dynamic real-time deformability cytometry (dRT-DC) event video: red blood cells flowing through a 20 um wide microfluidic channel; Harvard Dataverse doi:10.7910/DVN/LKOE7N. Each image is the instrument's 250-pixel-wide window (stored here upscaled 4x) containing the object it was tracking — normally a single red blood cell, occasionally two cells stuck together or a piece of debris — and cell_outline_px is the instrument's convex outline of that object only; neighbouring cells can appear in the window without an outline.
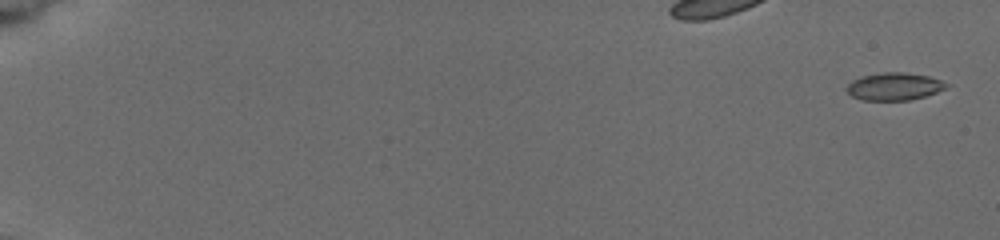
{"species": "common noctule bat (a hibernating species)", "species_latin": "Nyctalus noctula", "temperature_condition": "cold", "stored_images_in_passage": 7, "camera_frame_rate_fps": 3000, "um_per_image_px": 0.085, "animal": {"sex": "female", "body_mass_g": 19.5, "forearm_length_mm": 54.1}, "frame": {"image": 1, "passage_image": 1, "time_ms": 0.0, "image_size_px": [1000, 240], "cell_outline_px": [[948, 84], [944, 88], [936, 92], [924, 96], [908, 100], [864, 100], [852, 96], [848, 92], [848, 84], [852, 80], [864, 76], [884, 72], [900, 72], [928, 76], [940, 80]], "centroid_in_image_um": [76.0, 7.35], "position_along_channel_um": 9.0, "area_um2": 15.55}}
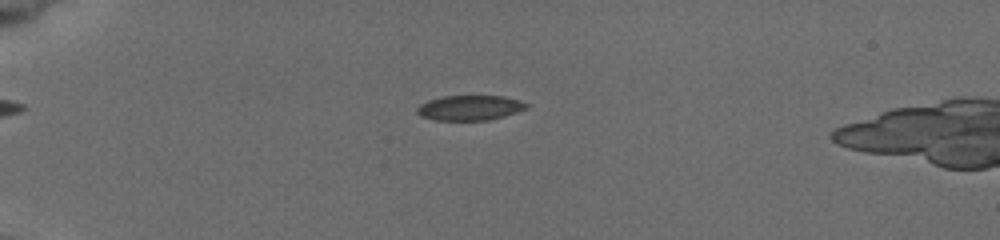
{"frame": {"image": 2, "passage_image": 5, "time_ms": 5.0, "image_size_px": [1000, 240], "cell_outline_px": [[528, 104], [524, 108], [516, 112], [504, 116], [488, 120], [436, 120], [424, 116], [416, 112], [416, 108], [420, 104], [428, 100], [444, 96], [504, 96]], "centroid_in_image_um": [39.89, 9.16], "position_along_channel_um": 45.1, "area_um2": 15.61}}
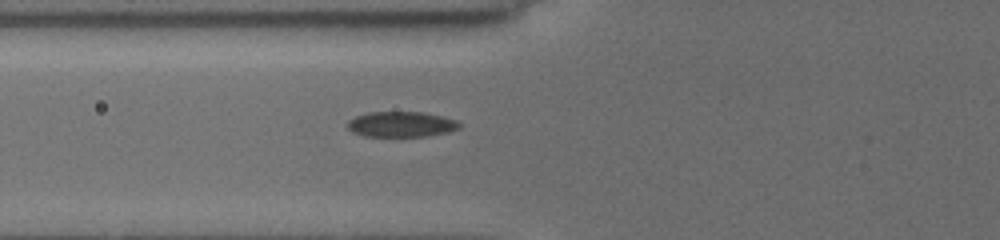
{"frame": {"image": 3, "passage_image": 7, "time_ms": 7.333, "image_size_px": [1000, 240], "cell_outline_px": [[460, 128], [448, 132], [424, 136], [364, 136], [352, 132], [348, 128], [348, 120], [356, 116], [368, 112], [424, 112], [456, 120], [460, 124]], "centroid_in_image_um": [34.09, 10.56], "position_along_channel_um": 91.7, "area_um2": 16.47}}